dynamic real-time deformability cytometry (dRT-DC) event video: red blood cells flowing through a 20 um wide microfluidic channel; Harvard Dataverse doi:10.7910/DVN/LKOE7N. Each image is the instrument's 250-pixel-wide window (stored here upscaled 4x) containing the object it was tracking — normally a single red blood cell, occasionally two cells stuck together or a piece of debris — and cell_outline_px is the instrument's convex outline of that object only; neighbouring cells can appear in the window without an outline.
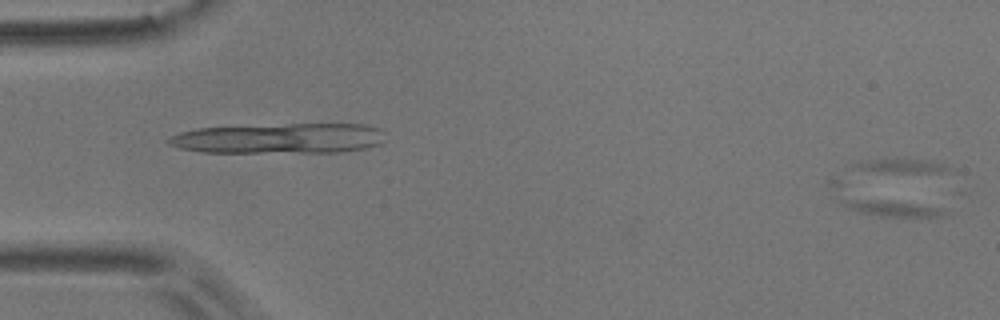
{"species": "common noctule bat (a hibernating species)", "species_latin": "Nyctalus noctula", "temperature_condition": "room temperature", "stored_images_in_passage": 21, "camera_frame_rate_fps": 3000, "um_per_image_px": 0.085, "animal": {"sex": "male", "body_mass_g": 17.9}, "frame": {"image": 1, "passage_image": 1, "time_ms": 0.0, "image_size_px": [1000, 320], "cell_outline_px": [[948, 212], [944, 216], [880, 216], [856, 212], [840, 204], [836, 200], [824, 180], [832, 176], [936, 208]], "centroid_in_image_um": [74.52, 17.07], "position_along_channel_um": 10.5, "area_um2": 16.76}}